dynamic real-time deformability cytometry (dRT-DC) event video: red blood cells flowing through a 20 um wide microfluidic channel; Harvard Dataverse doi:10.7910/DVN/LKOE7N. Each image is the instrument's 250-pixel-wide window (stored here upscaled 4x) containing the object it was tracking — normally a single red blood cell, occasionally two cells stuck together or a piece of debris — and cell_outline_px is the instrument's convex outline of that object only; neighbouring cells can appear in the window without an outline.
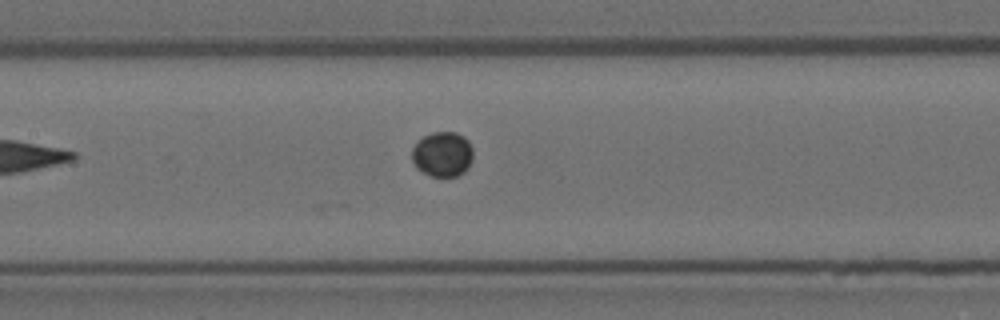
{"species": "Egyptian fruit bat (a non-hibernating species)", "species_latin": "Rousettus aegyptiacus", "temperature_condition": "room temperature", "stored_images_in_passage": 8, "camera_frame_rate_fps": 3000, "um_per_image_px": 0.085, "animal": {"sex": "female"}, "frame": {"image": 1, "passage_image": 8, "time_ms": 2.333, "image_size_px": [1000, 320], "cell_outline_px": [[472, 160], [468, 168], [464, 172], [456, 176], [432, 176], [416, 168], [412, 160], [412, 148], [424, 136], [432, 132], [456, 132], [464, 136], [468, 140], [472, 148]], "centroid_in_image_um": [37.63, 13.1], "position_along_channel_um": 169.8, "area_um2": 16.01}}